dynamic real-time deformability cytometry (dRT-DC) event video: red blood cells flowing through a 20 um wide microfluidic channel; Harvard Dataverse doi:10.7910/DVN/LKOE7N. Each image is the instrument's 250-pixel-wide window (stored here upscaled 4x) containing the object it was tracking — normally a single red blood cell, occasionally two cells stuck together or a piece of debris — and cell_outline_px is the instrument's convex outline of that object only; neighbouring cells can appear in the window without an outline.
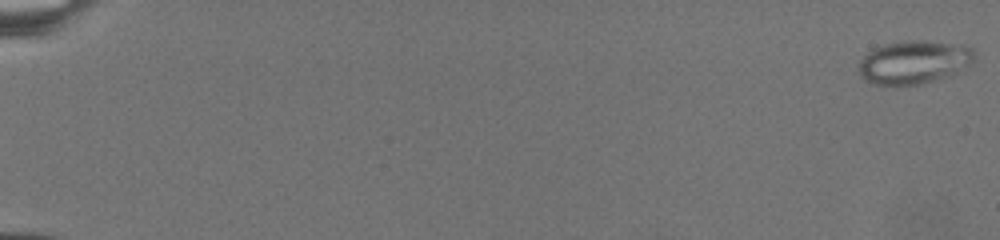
{"species": "common noctule bat (a hibernating species)", "species_latin": "Nyctalus noctula", "temperature_condition": "warm", "stored_images_in_passage": 107, "camera_frame_rate_fps": 3000, "um_per_image_px": 0.085, "animal": {"sex": "female", "body_mass_g": 19.5, "forearm_length_mm": 54.1}, "frame": {"image": 1, "passage_image": 1, "time_ms": 0.0, "image_size_px": [1000, 240], "cell_outline_px": [[976, 60], [956, 72], [948, 76], [920, 84], [876, 84], [860, 76], [860, 60], [872, 48], [884, 44], [912, 40], [920, 40], [964, 44], [972, 48]], "centroid_in_image_um": [77.72, 5.25], "position_along_channel_um": 7.3, "area_um2": 28.9}}
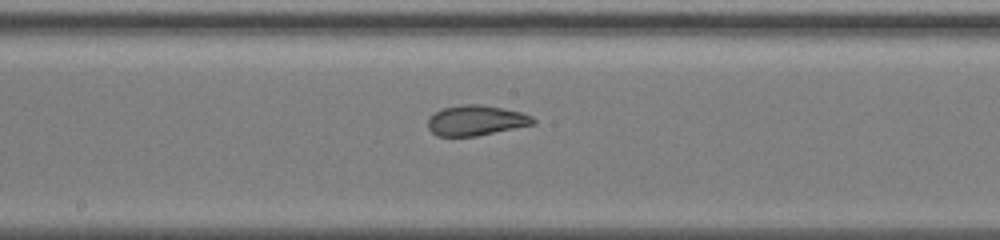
{"frame": {"image": 2, "passage_image": 71, "time_ms": 14.333, "image_size_px": [1000, 240], "cell_outline_px": [[536, 124], [476, 136], [436, 136], [428, 128], [428, 116], [444, 108], [460, 104], [480, 104], [520, 112], [532, 116], [536, 120]], "centroid_in_image_um": [40.45, 10.24], "position_along_channel_um": 207.7, "area_um2": 18.55}}
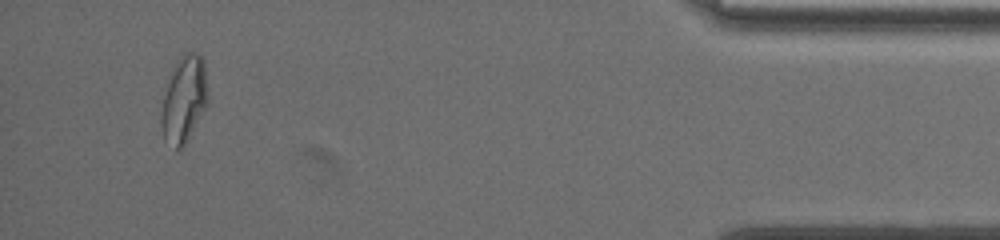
{"frame": {"image": 3, "passage_image": 100, "time_ms": 23.667, "image_size_px": [1000, 240], "cell_outline_px": [[208, 100], [184, 148], [176, 148], [164, 140], [160, 124], [160, 112], [164, 96], [172, 68], [180, 56], [184, 52], [196, 52], [204, 60], [208, 92]], "centroid_in_image_um": [15.63, 8.44], "position_along_channel_um": 419.6, "area_um2": 23.52}}